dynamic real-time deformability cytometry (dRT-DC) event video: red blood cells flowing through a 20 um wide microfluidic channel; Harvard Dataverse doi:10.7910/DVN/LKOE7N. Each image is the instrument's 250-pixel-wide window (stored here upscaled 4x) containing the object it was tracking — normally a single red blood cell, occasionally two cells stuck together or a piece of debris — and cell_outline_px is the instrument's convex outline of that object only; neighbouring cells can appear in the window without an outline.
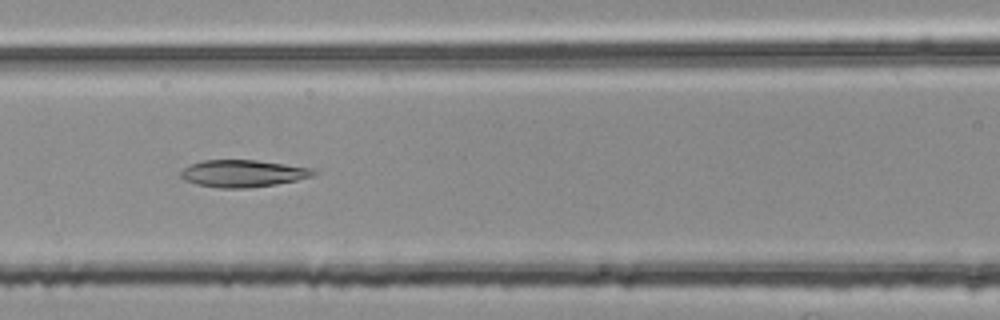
{"species": "common noctule bat (a hibernating species)", "species_latin": "Nyctalus noctula", "temperature_condition": "room temperature", "stored_images_in_passage": 47, "camera_frame_rate_fps": 3000, "um_per_image_px": 0.085, "animal": {"sex": "female", "body_mass_g": 25.1}, "frame": {"image": 1, "passage_image": 23, "time_ms": 7.333, "image_size_px": [1000, 320], "cell_outline_px": [[320, 172], [312, 176], [296, 180], [276, 184], [248, 188], [216, 188], [196, 184], [184, 180], [180, 176], [180, 172], [188, 164], [204, 160], [256, 160], [312, 168]], "centroid_in_image_um": [20.63, 14.74], "position_along_channel_um": 146.0, "area_um2": 21.1}}
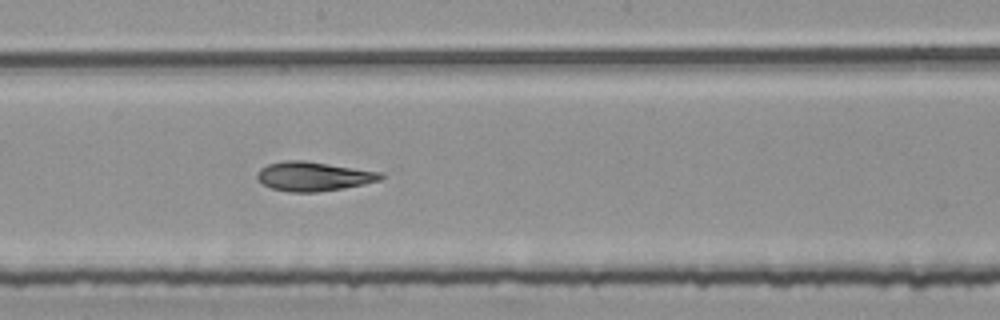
{"frame": {"image": 2, "passage_image": 29, "time_ms": 9.333, "image_size_px": [1000, 320], "cell_outline_px": [[384, 176], [380, 180], [364, 184], [344, 188], [316, 192], [288, 192], [272, 188], [264, 184], [256, 176], [256, 172], [260, 168], [268, 164], [284, 160], [304, 160], [384, 172]], "centroid_in_image_um": [26.66, 14.98], "position_along_channel_um": 221.5, "area_um2": 21.15}}
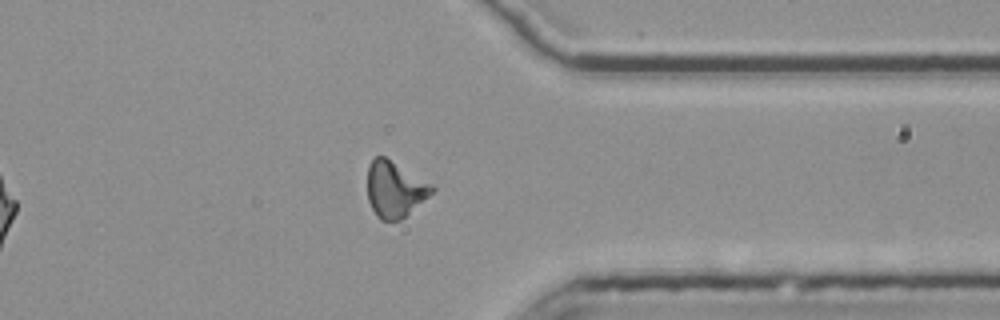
{"frame": {"image": 3, "passage_image": 42, "time_ms": 13.667, "image_size_px": [1000, 320], "cell_outline_px": [[436, 188], [428, 196], [400, 220], [380, 220], [376, 216], [368, 200], [368, 164], [376, 156], [384, 156], [432, 184]], "centroid_in_image_um": [33.53, 16.08], "position_along_channel_um": 377.9, "area_um2": 20.69}, "authors_computed_cell_mechanics": {"area_um2": 21.1548, "velocity_mm_per_s": 3.788, "shape_relaxation_time_tau1_ms": 8.4886, "shape_relaxation_time_tau2_ms": 4.4435, "deformation_change_tau1": 0.195, "deformation_change_tau2": 0.1423}}